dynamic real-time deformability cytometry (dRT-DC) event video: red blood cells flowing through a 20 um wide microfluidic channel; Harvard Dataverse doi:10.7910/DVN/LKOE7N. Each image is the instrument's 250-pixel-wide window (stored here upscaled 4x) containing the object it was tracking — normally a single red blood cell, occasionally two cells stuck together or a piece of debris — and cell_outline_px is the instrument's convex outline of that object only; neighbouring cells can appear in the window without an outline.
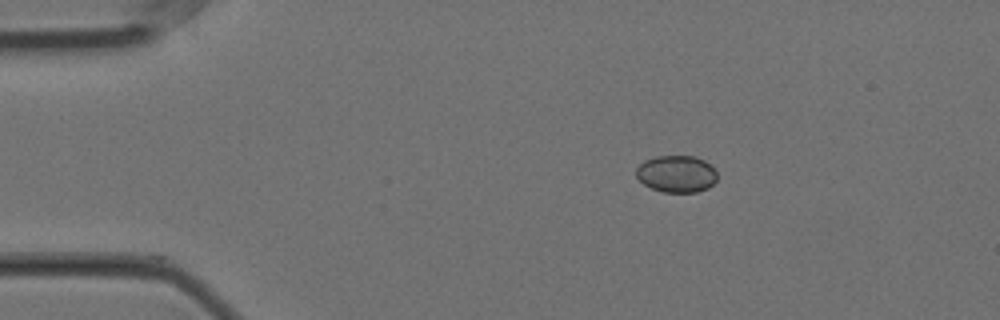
{"species": "Egyptian fruit bat (a non-hibernating species)", "species_latin": "Rousettus aegyptiacus", "temperature_condition": "cold", "stored_images_in_passage": 23, "camera_frame_rate_fps": 3000, "um_per_image_px": 0.085, "animal": {"sex": "female"}, "frame": {"image": 1, "passage_image": 1, "time_ms": 0.0, "image_size_px": [1000, 320], "cell_outline_px": [[716, 180], [708, 188], [696, 192], [664, 192], [652, 188], [644, 184], [636, 176], [636, 168], [644, 160], [656, 156], [696, 156], [704, 160], [716, 172]], "centroid_in_image_um": [57.49, 14.77], "position_along_channel_um": 27.5, "area_um2": 17.34}}
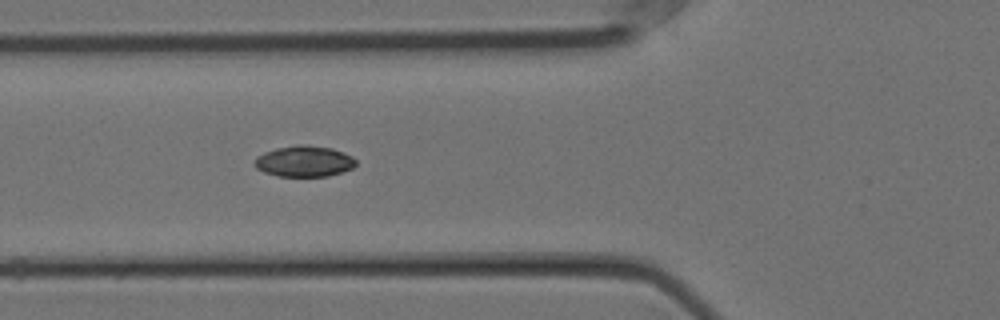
{"frame": {"image": 2, "passage_image": 12, "time_ms": 3.667, "image_size_px": [1000, 320], "cell_outline_px": [[356, 164], [352, 168], [328, 176], [280, 176], [264, 172], [256, 168], [252, 164], [256, 156], [264, 152], [276, 148], [296, 144], [304, 144], [332, 148], [344, 152], [352, 156], [356, 160]], "centroid_in_image_um": [25.83, 13.69], "position_along_channel_um": 100.0, "area_um2": 18.44}}
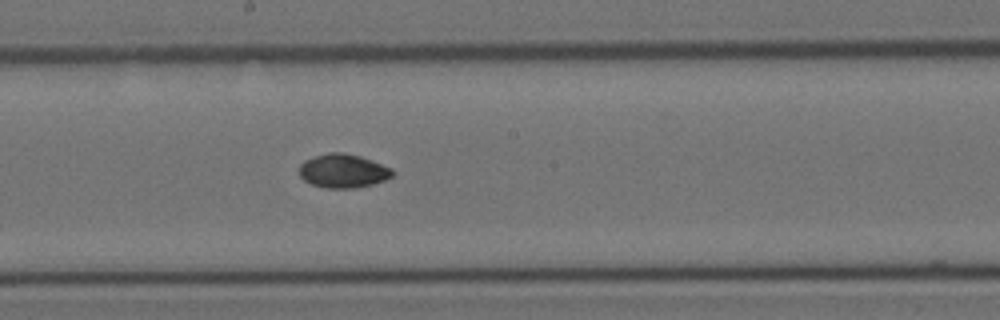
{"frame": {"image": 3, "passage_image": 22, "time_ms": 7.0, "image_size_px": [1000, 320], "cell_outline_px": [[396, 172], [392, 176], [384, 180], [372, 184], [352, 188], [328, 188], [312, 184], [304, 180], [300, 176], [300, 164], [304, 160], [312, 156], [328, 152], [344, 152], [360, 156], [372, 160], [392, 168]], "centroid_in_image_um": [29.16, 14.51], "position_along_channel_um": 219.0, "area_um2": 18.44}}